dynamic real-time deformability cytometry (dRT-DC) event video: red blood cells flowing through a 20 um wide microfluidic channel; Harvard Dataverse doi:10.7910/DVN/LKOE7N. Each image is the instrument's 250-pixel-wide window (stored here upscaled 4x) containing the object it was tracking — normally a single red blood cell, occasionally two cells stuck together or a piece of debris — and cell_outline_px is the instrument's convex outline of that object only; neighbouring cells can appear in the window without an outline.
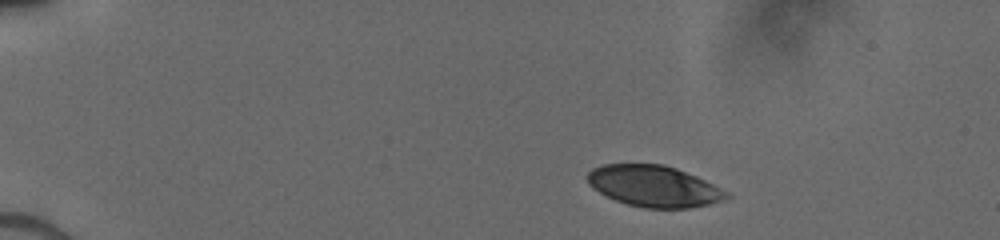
{"species": "human", "species_latin": "Homo sapiens", "temperature_condition": "cold", "stored_images_in_passage": 14, "camera_frame_rate_fps": 3000, "um_per_image_px": 0.085, "donor": {"sex": "male"}, "frame": {"image": 1, "passage_image": 1, "time_ms": 0.0, "image_size_px": [1000, 240], "cell_outline_px": [[732, 196], [724, 200], [708, 204], [688, 208], [644, 208], [628, 204], [616, 200], [592, 188], [588, 184], [584, 176], [592, 168], [604, 164], [664, 164], [676, 168], [696, 176], [728, 192]], "centroid_in_image_um": [55.55, 15.82], "position_along_channel_um": 29.4, "area_um2": 33.41}}
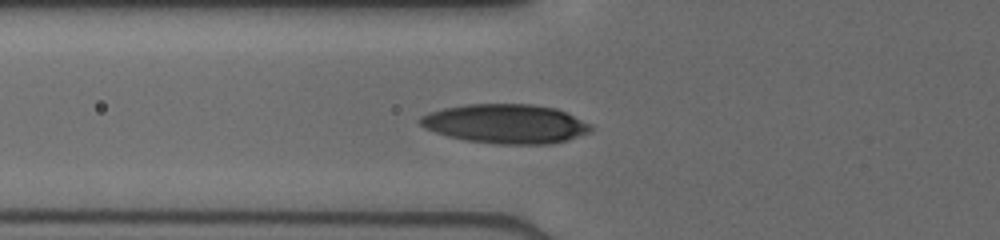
{"frame": {"image": 2, "passage_image": 10, "time_ms": 3.667, "image_size_px": [1000, 240], "cell_outline_px": [[592, 132], [568, 140], [552, 144], [496, 144], [464, 140], [448, 136], [424, 128], [416, 120], [420, 116], [444, 108], [468, 104], [532, 104], [556, 108], [592, 124]], "centroid_in_image_um": [43.01, 10.53], "position_along_channel_um": 82.8, "area_um2": 39.25}}
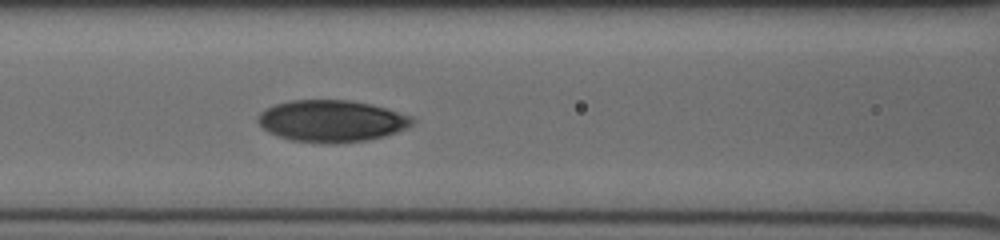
{"frame": {"image": 3, "passage_image": 14, "time_ms": 5.0, "image_size_px": [1000, 240], "cell_outline_px": [[416, 120], [412, 124], [396, 132], [384, 136], [368, 140], [336, 144], [324, 144], [292, 140], [268, 132], [256, 120], [256, 116], [264, 108], [276, 104], [292, 100], [352, 100], [372, 104], [412, 116]], "centroid_in_image_um": [28.17, 10.28], "position_along_channel_um": 138.4, "area_um2": 37.8}}